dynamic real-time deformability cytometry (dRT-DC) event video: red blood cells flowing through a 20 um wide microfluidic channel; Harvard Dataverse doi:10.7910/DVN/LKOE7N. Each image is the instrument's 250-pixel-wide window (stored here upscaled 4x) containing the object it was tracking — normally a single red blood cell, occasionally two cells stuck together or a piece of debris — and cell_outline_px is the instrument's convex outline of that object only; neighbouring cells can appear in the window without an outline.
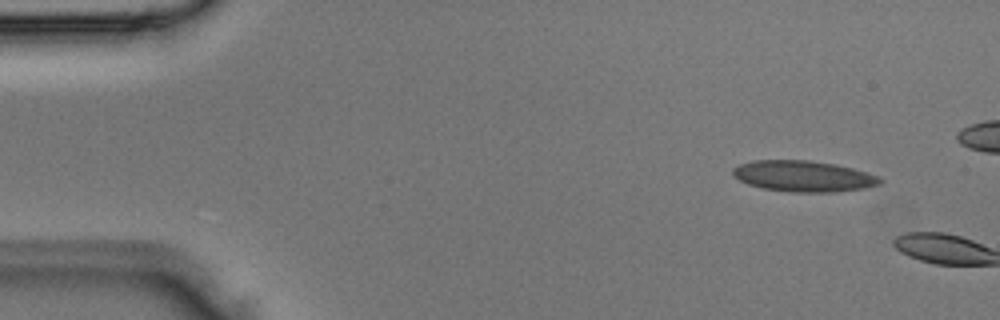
{"species": "Egyptian fruit bat (a non-hibernating species)", "species_latin": "Rousettus aegyptiacus", "temperature_condition": "room temperature", "stored_images_in_passage": 2, "camera_frame_rate_fps": 3000, "um_per_image_px": 0.085, "animal": {"sex": "male"}, "frame": {"image": 1, "passage_image": 1, "time_ms": 0.0, "image_size_px": [1000, 320], "cell_outline_px": [[884, 180], [880, 184], [864, 188], [832, 192], [792, 192], [764, 188], [748, 184], [732, 176], [732, 168], [740, 164], [752, 160], [808, 160], [836, 164], [868, 172], [880, 176]], "centroid_in_image_um": [68.31, 14.97], "position_along_channel_um": 16.7, "area_um2": 26.7}}